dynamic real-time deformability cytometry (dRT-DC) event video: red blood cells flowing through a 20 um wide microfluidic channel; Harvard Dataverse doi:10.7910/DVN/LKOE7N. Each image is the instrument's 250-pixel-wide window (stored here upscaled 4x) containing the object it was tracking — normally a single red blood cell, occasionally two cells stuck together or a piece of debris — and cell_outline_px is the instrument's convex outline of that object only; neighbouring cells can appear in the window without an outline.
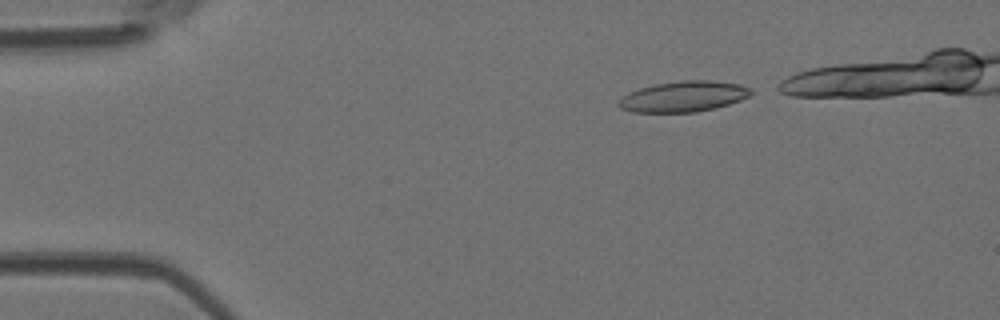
{"species": "Egyptian fruit bat (a non-hibernating species)", "species_latin": "Rousettus aegyptiacus", "temperature_condition": "room temperature", "stored_images_in_passage": 23, "camera_frame_rate_fps": 3000, "um_per_image_px": 0.085, "animal": {"sex": "female"}, "frame": {"image": 1, "passage_image": 1, "time_ms": 0.0, "image_size_px": [1000, 320], "cell_outline_px": [[752, 96], [716, 108], [696, 112], [632, 112], [620, 108], [616, 104], [628, 92], [640, 88], [656, 84], [680, 80], [708, 80], [740, 84], [752, 88]], "centroid_in_image_um": [58.12, 8.2], "position_along_channel_um": 26.9, "area_um2": 23.76}}
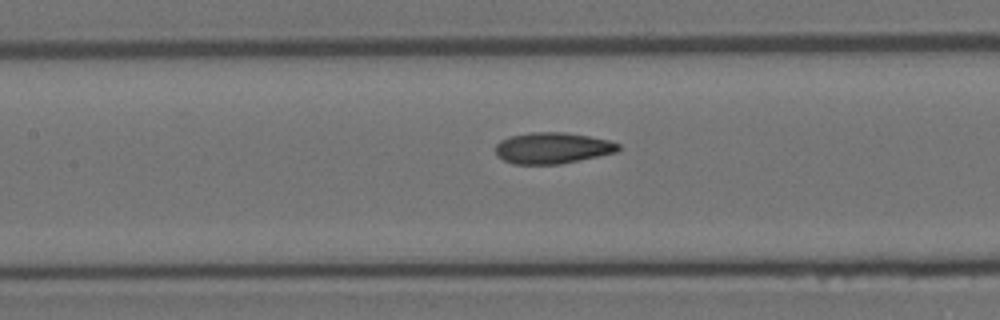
{"frame": {"image": 2, "passage_image": 15, "time_ms": 4.667, "image_size_px": [1000, 320], "cell_outline_px": [[620, 148], [616, 152], [560, 164], [512, 164], [496, 156], [496, 144], [500, 140], [508, 136], [532, 132], [564, 132], [588, 136], [608, 140], [620, 144]], "centroid_in_image_um": [46.92, 12.58], "position_along_channel_um": 160.5, "area_um2": 22.31}}
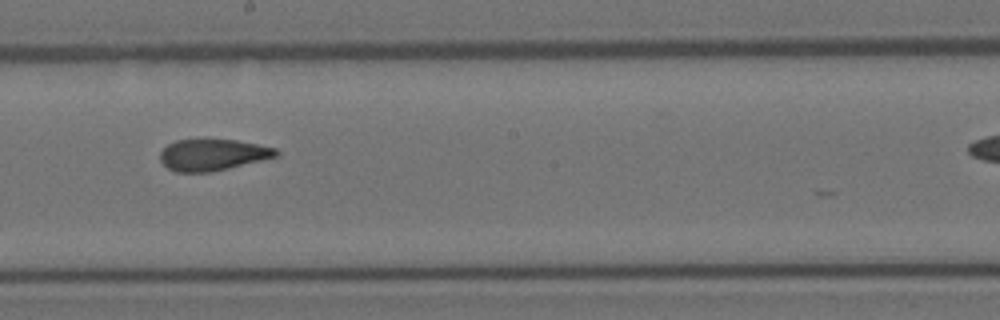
{"frame": {"image": 3, "passage_image": 20, "time_ms": 6.333, "image_size_px": [1000, 320], "cell_outline_px": [[280, 156], [212, 172], [176, 172], [168, 168], [160, 160], [160, 152], [168, 144], [176, 140], [236, 140], [276, 148], [280, 152]], "centroid_in_image_um": [18.1, 13.17], "position_along_channel_um": 230.1, "area_um2": 21.21}}